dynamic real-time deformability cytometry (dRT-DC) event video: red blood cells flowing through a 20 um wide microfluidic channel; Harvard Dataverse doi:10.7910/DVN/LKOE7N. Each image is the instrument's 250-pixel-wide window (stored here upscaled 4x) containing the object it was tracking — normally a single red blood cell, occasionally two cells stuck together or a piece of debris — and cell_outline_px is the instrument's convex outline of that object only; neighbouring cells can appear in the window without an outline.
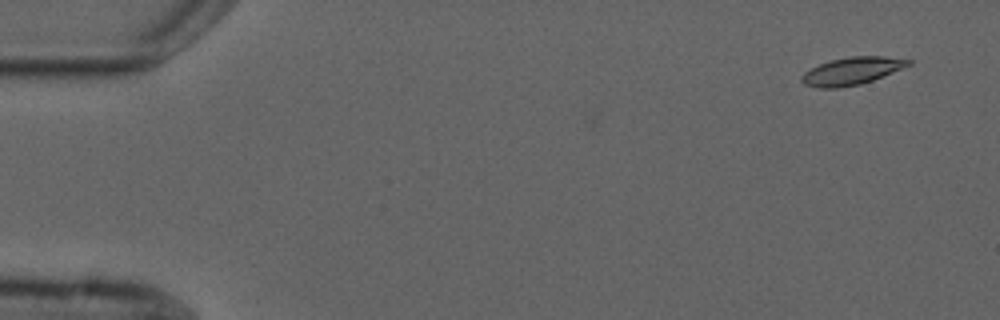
{"species": "common noctule bat (a hibernating species)", "species_latin": "Nyctalus noctula", "temperature_condition": "cold", "stored_images_in_passage": 9, "camera_frame_rate_fps": 3000, "um_per_image_px": 0.085, "animal": {"sex": "male", "forearm_length_mm": 52.5}, "frame": {"image": 1, "passage_image": 1, "time_ms": 0.0, "image_size_px": [1000, 320], "cell_outline_px": [[912, 64], [872, 80], [860, 84], [836, 88], [820, 88], [804, 84], [800, 80], [800, 76], [804, 72], [820, 64], [832, 60], [848, 56], [884, 56], [912, 60]], "centroid_in_image_um": [72.39, 6.03], "position_along_channel_um": 12.6, "area_um2": 16.94}}
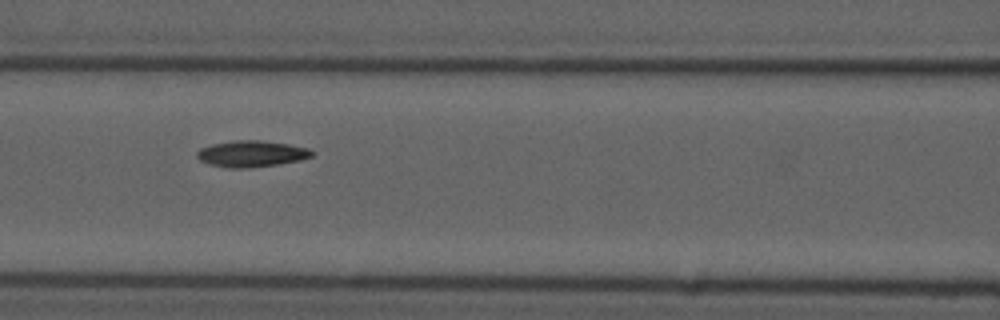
{"frame": {"image": 2, "passage_image": 7, "time_ms": 7.0, "image_size_px": [1000, 320], "cell_outline_px": [[316, 152], [312, 156], [300, 160], [276, 164], [244, 168], [228, 168], [208, 164], [200, 160], [196, 156], [196, 152], [200, 148], [212, 144], [232, 140], [260, 140], [288, 144], [308, 148]], "centroid_in_image_um": [21.35, 13.06], "position_along_channel_um": 145.2, "area_um2": 17.63}}
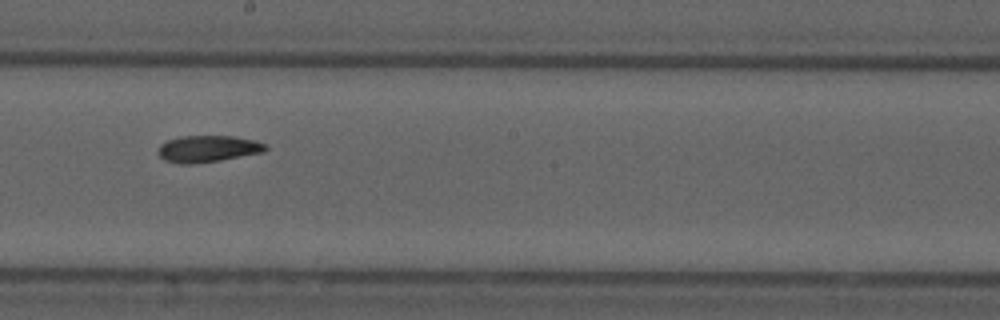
{"frame": {"image": 3, "passage_image": 9, "time_ms": 9.333, "image_size_px": [1000, 320], "cell_outline_px": [[268, 148], [264, 152], [220, 160], [192, 164], [180, 164], [164, 160], [156, 152], [160, 144], [168, 140], [180, 136], [236, 136], [256, 140], [264, 144]], "centroid_in_image_um": [17.65, 12.64], "position_along_channel_um": 230.6, "area_um2": 16.82}}